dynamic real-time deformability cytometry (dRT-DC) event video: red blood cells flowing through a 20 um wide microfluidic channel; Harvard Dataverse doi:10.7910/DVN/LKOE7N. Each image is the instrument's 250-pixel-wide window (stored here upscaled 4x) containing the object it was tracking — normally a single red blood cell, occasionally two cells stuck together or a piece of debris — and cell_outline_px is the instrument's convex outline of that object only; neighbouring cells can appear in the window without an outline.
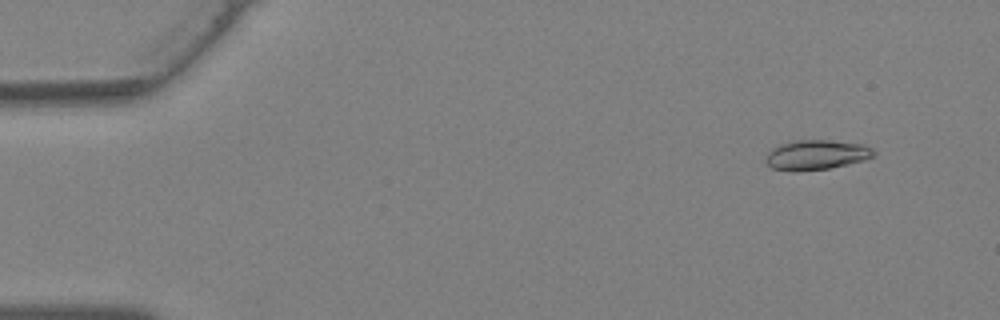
{"species": "Egyptian fruit bat (a non-hibernating species)", "species_latin": "Rousettus aegyptiacus", "temperature_condition": "warm", "stored_images_in_passage": 11, "camera_frame_rate_fps": 3000, "um_per_image_px": 0.085, "animal": {"sex": "female"}, "frame": {"image": 1, "passage_image": 4, "time_ms": 1.0, "image_size_px": [1000, 320], "cell_outline_px": [[876, 152], [872, 156], [864, 160], [848, 164], [828, 168], [772, 168], [764, 160], [768, 152], [772, 148], [780, 144], [796, 140], [828, 140], [864, 144], [872, 148]], "centroid_in_image_um": [69.44, 13.1], "position_along_channel_um": 15.6, "area_um2": 17.98}}